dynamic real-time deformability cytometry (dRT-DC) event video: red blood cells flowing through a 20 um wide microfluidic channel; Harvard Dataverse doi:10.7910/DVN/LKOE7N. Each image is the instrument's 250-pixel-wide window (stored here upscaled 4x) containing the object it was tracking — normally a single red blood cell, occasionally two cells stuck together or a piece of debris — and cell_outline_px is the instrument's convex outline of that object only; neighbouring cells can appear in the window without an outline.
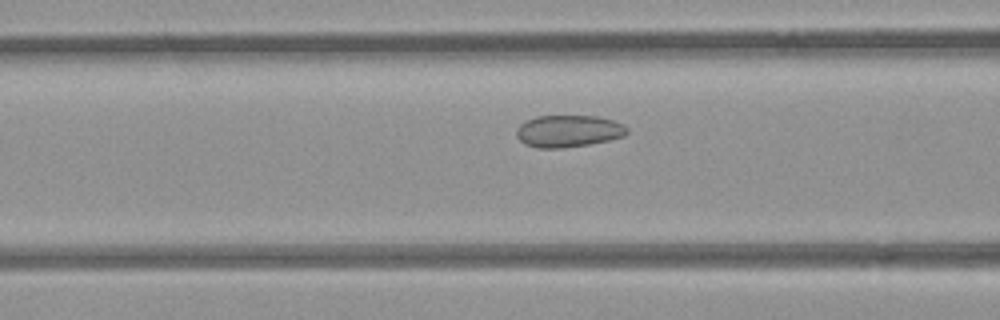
{"species": "common noctule bat (a hibernating species)", "species_latin": "Nyctalus noctula", "temperature_condition": "room temperature", "stored_images_in_passage": 14, "camera_frame_rate_fps": 3000, "um_per_image_px": 0.085, "animal": {"sex": "female", "body_mass_g": 21.9}, "frame": {"image": 1, "passage_image": 12, "time_ms": 3.667, "image_size_px": [1000, 320], "cell_outline_px": [[628, 132], [624, 136], [608, 140], [588, 144], [560, 148], [536, 148], [524, 144], [516, 136], [516, 128], [520, 124], [536, 116], [600, 116], [624, 124], [628, 128]], "centroid_in_image_um": [48.31, 11.14], "position_along_channel_um": 118.3, "area_um2": 20.69}}